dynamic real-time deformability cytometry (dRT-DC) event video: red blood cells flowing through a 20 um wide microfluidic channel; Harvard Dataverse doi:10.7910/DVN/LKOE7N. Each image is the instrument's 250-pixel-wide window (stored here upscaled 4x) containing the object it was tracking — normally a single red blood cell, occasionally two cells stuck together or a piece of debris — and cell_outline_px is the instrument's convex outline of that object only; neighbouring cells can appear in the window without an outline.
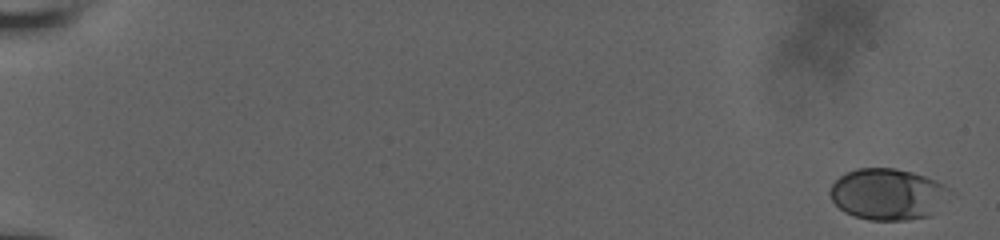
{"species": "human", "species_latin": "Homo sapiens", "temperature_condition": "room temperature", "stored_images_in_passage": 57, "camera_frame_rate_fps": 3000, "um_per_image_px": 0.085, "donor": {"sex": "male"}, "frame": {"image": 1, "passage_image": 1, "time_ms": 0.0, "image_size_px": [1000, 240], "cell_outline_px": [[952, 192], [928, 216], [908, 220], [868, 220], [844, 212], [832, 200], [828, 192], [832, 184], [840, 176], [856, 168], [896, 168], [912, 172], [936, 180], [944, 184]], "centroid_in_image_um": [75.43, 16.49], "position_along_channel_um": 9.6, "area_um2": 35.6}}
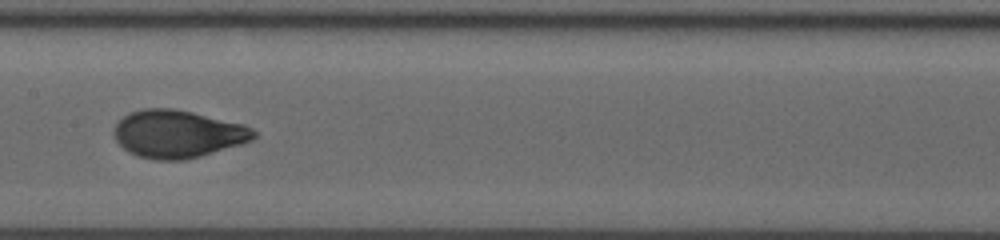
{"frame": {"image": 2, "passage_image": 32, "time_ms": 10.333, "image_size_px": [1000, 240], "cell_outline_px": [[256, 136], [252, 140], [240, 144], [200, 156], [184, 160], [156, 160], [136, 156], [128, 152], [116, 140], [112, 132], [116, 124], [124, 116], [132, 112], [144, 108], [172, 108], [192, 112], [244, 124], [252, 128], [256, 132]], "centroid_in_image_um": [15.09, 11.39], "position_along_channel_um": 192.3, "area_um2": 38.73}}
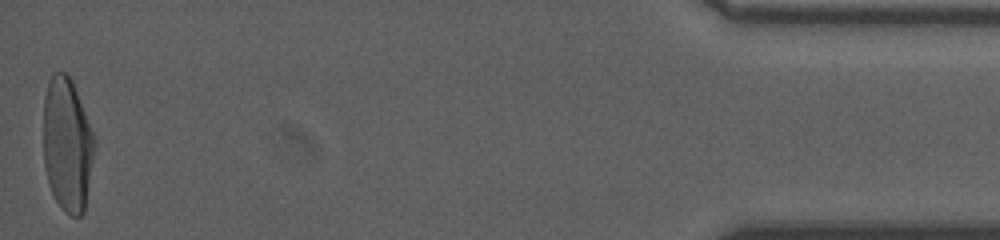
{"frame": {"image": 3, "passage_image": 57, "time_ms": 18.667, "image_size_px": [1000, 240], "cell_outline_px": [[92, 156], [84, 212], [80, 216], [72, 216], [64, 212], [60, 208], [48, 184], [44, 168], [44, 96], [48, 80], [52, 72], [68, 72], [72, 80], [92, 132]], "centroid_in_image_um": [5.66, 12.27], "position_along_channel_um": 429.5, "area_um2": 39.25}, "authors_computed_cell_mechanics": {"area_um2": 37.4544, "velocity_mm_per_s": 3.8217, "shape_relaxation_time_tau1_ms": 3.8918, "shape_relaxation_time_tau2_ms": null, "deformation_change_tau1": 0.1899, "deformation_change_tau2": null}}